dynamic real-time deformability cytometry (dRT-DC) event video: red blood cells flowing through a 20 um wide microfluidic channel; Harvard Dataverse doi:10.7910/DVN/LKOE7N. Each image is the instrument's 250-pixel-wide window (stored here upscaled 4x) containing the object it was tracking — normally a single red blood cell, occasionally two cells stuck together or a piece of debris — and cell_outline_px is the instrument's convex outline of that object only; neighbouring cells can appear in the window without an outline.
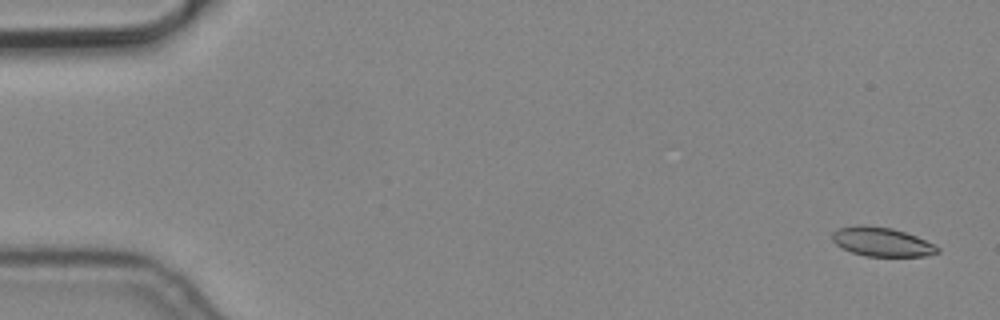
{"species": "common noctule bat (a hibernating species)", "species_latin": "Nyctalus noctula", "temperature_condition": "cold", "stored_images_in_passage": 6, "segment_of_instrument_passage": [1, 2], "camera_frame_rate_fps": 3000, "um_per_image_px": 0.085, "animal": {"sex": "male", "body_mass_g": 19.2, "forearm_length_mm": 51.8}, "frame": {"image": 1, "passage_image": 1, "time_ms": 0.0, "image_size_px": [1000, 320], "cell_outline_px": [[940, 252], [924, 256], [864, 256], [852, 252], [836, 244], [832, 240], [832, 232], [836, 228], [864, 224], [892, 228], [916, 236], [940, 248]], "centroid_in_image_um": [74.92, 20.55], "position_along_channel_um": 10.1, "area_um2": 17.74}}